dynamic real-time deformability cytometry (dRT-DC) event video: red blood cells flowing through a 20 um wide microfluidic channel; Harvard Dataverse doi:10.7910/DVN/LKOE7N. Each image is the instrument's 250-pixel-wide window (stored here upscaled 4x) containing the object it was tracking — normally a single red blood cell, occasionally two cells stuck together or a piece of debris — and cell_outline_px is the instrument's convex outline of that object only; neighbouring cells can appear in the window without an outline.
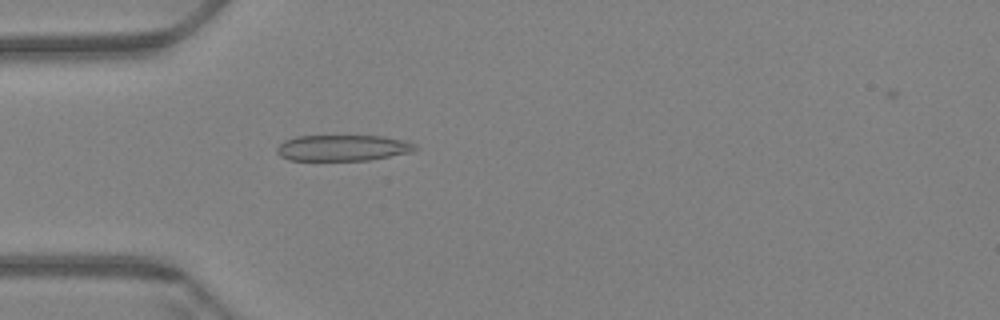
{"species": "Egyptian fruit bat (a non-hibernating species)", "species_latin": "Rousettus aegyptiacus", "temperature_condition": "warm", "stored_images_in_passage": 60, "camera_frame_rate_fps": 3000, "um_per_image_px": 0.085, "animal": {"sex": "female"}, "frame": {"image": 1, "passage_image": 18, "time_ms": 5.667, "image_size_px": [1000, 320], "cell_outline_px": [[420, 148], [412, 152], [368, 160], [288, 160], [280, 156], [276, 152], [276, 148], [284, 140], [296, 136], [384, 136], [408, 140], [416, 144]], "centroid_in_image_um": [29.18, 12.56], "position_along_channel_um": 55.8, "area_um2": 21.21}}
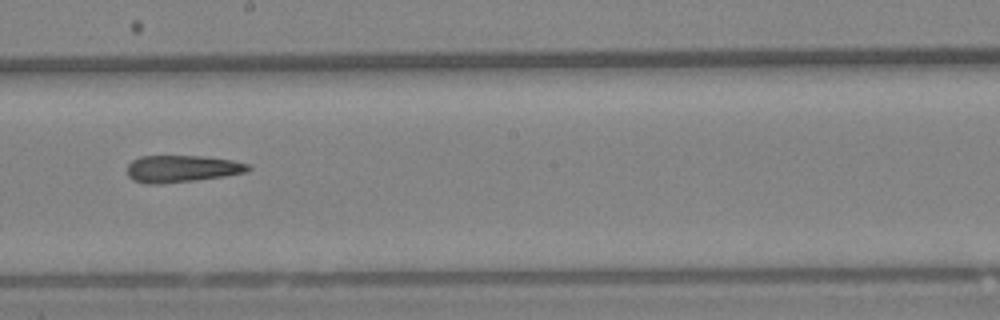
{"frame": {"image": 2, "passage_image": 34, "time_ms": 11.0, "image_size_px": [1000, 320], "cell_outline_px": [[252, 168], [244, 172], [224, 176], [196, 180], [160, 184], [148, 184], [132, 180], [128, 176], [128, 164], [132, 160], [140, 156], [200, 156], [232, 160], [248, 164]], "centroid_in_image_um": [15.42, 14.34], "position_along_channel_um": 232.8, "area_um2": 18.96}}
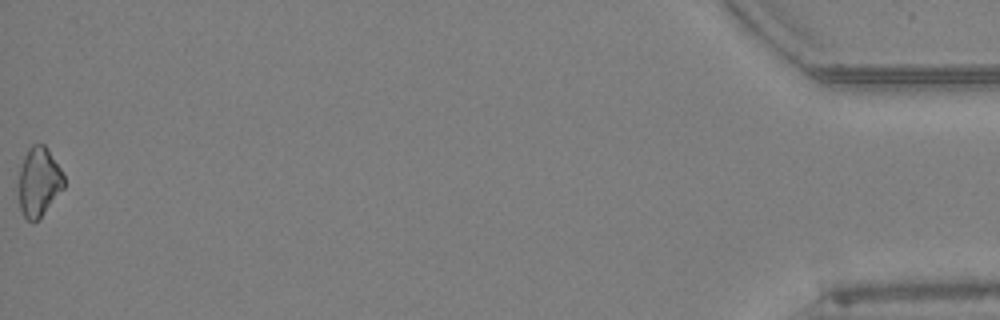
{"frame": {"image": 3, "passage_image": 60, "time_ms": 19.667, "image_size_px": [1000, 320], "cell_outline_px": [[64, 188], [40, 216], [32, 224], [24, 216], [20, 208], [20, 168], [24, 156], [28, 148], [32, 144], [44, 144], [60, 168], [64, 176]], "centroid_in_image_um": [3.31, 15.44], "position_along_channel_um": 431.9, "area_um2": 17.8}}